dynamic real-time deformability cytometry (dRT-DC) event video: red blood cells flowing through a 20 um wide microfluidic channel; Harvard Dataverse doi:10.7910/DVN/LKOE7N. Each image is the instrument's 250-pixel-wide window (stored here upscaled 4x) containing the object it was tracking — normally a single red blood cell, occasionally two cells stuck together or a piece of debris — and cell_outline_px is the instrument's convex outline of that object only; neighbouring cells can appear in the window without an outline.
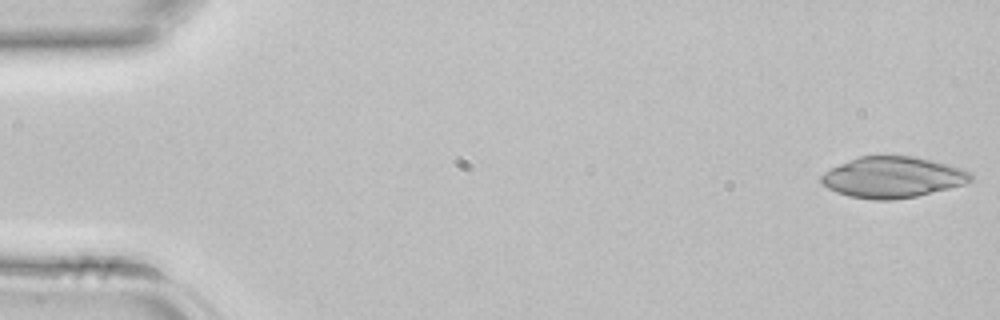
{"species": "common noctule bat (a hibernating species)", "species_latin": "Nyctalus noctula", "temperature_condition": "room temperature", "stored_images_in_passage": 8, "camera_frame_rate_fps": 3000, "um_per_image_px": 0.085, "animal": {"sex": "female", "body_mass_g": 22.7, "forearm_length_mm": 54.2}, "frame": {"image": 1, "passage_image": 1, "time_ms": 0.0, "image_size_px": [1000, 320], "cell_outline_px": [[972, 180], [964, 184], [916, 196], [892, 200], [872, 200], [848, 196], [836, 192], [828, 188], [820, 180], [820, 176], [824, 172], [848, 160], [860, 156], [916, 156], [932, 160], [960, 168], [972, 172]], "centroid_in_image_um": [75.86, 15.07], "position_along_channel_um": 9.1, "area_um2": 35.6}}